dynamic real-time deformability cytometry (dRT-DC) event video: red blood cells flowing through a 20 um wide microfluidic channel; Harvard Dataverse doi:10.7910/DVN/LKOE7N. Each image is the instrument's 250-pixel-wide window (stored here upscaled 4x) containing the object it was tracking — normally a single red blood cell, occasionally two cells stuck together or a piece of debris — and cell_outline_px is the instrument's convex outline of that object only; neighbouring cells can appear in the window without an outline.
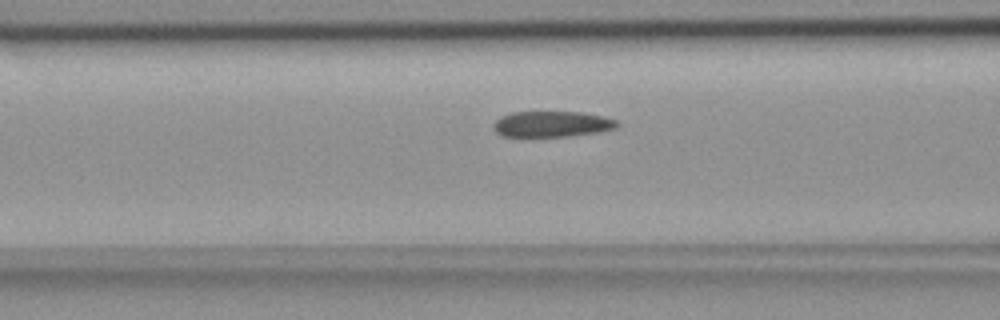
{"species": "common noctule bat (a hibernating species)", "species_latin": "Nyctalus noctula", "temperature_condition": "room temperature", "stored_images_in_passage": 52, "camera_frame_rate_fps": 3000, "um_per_image_px": 0.085, "animal": {"sex": "female", "body_mass_g": 18.4}, "frame": {"image": 1, "passage_image": 19, "time_ms": 6.0, "image_size_px": [1000, 320], "cell_outline_px": [[620, 124], [616, 128], [600, 132], [568, 136], [500, 136], [492, 128], [492, 124], [500, 116], [512, 112], [580, 112], [604, 116], [616, 120]], "centroid_in_image_um": [46.9, 10.54], "position_along_channel_um": 119.7, "area_um2": 18.73}}
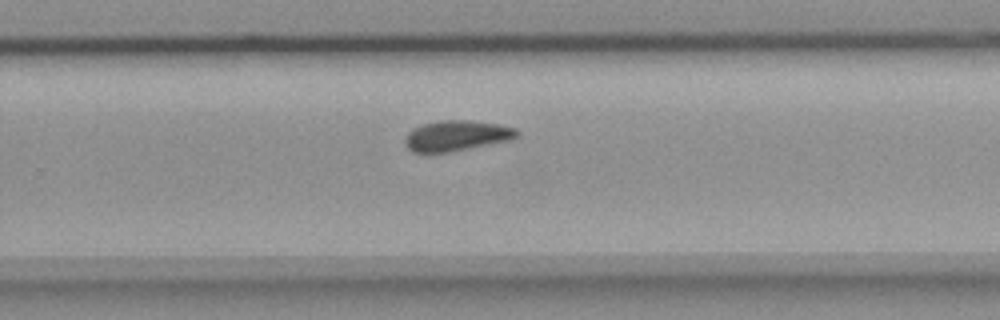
{"frame": {"image": 2, "passage_image": 33, "time_ms": 10.667, "image_size_px": [1000, 320], "cell_outline_px": [[520, 136], [512, 140], [452, 152], [412, 152], [404, 144], [404, 140], [408, 132], [412, 128], [424, 124], [440, 120], [472, 120], [496, 124], [516, 128], [520, 132]], "centroid_in_image_um": [38.84, 11.54], "position_along_channel_um": 291.0, "area_um2": 20.17}}
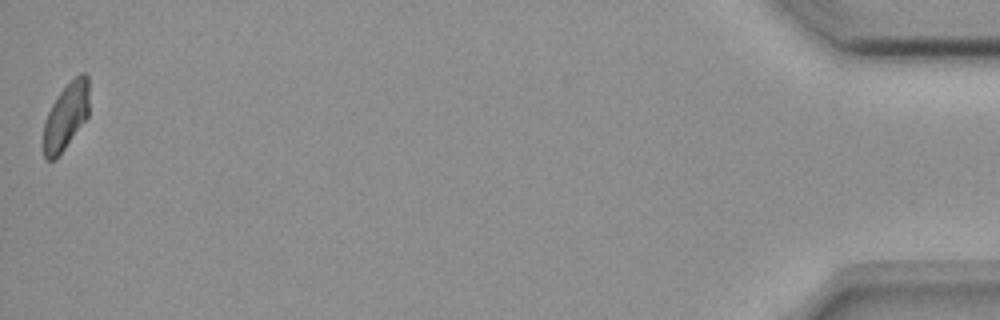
{"frame": {"image": 3, "passage_image": 52, "time_ms": 17.0, "image_size_px": [1000, 320], "cell_outline_px": [[88, 116], [56, 160], [48, 160], [44, 156], [44, 120], [56, 96], [80, 72], [88, 72]], "centroid_in_image_um": [5.61, 9.87], "position_along_channel_um": 429.6, "area_um2": 17.63}, "authors_computed_cell_mechanics": {"area_um2": 19.652, "velocity_mm_per_s": 3.6782, "shape_relaxation_time_tau1_ms": null, "shape_relaxation_time_tau2_ms": 5.1207, "deformation_change_tau1": null, "deformation_change_tau2": 0.0518}}